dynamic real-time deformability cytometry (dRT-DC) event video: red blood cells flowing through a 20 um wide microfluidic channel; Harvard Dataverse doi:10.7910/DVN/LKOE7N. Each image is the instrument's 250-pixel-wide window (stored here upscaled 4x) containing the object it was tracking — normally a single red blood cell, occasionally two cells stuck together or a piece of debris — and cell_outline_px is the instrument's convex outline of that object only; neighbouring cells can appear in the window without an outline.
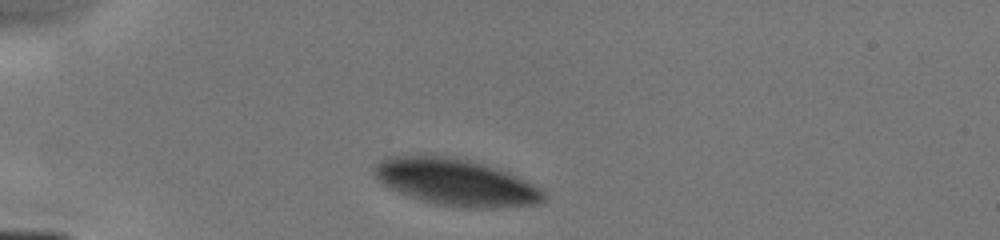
{"species": "human", "species_latin": "Homo sapiens", "temperature_condition": "cold", "stored_images_in_passage": 6, "camera_frame_rate_fps": 3000, "um_per_image_px": 0.085, "donor": {"sex": "male"}, "frame": {"image": 1, "passage_image": 1, "time_ms": 0.0, "image_size_px": [1000, 240], "cell_outline_px": [[548, 196], [544, 200], [536, 204], [500, 208], [460, 208], [432, 204], [420, 200], [388, 188], [372, 172], [372, 168], [376, 164], [388, 156], [440, 156], [464, 160], [480, 164], [504, 172], [532, 184], [540, 188]], "centroid_in_image_um": [38.72, 15.53], "position_along_channel_um": 46.3, "area_um2": 45.55}}